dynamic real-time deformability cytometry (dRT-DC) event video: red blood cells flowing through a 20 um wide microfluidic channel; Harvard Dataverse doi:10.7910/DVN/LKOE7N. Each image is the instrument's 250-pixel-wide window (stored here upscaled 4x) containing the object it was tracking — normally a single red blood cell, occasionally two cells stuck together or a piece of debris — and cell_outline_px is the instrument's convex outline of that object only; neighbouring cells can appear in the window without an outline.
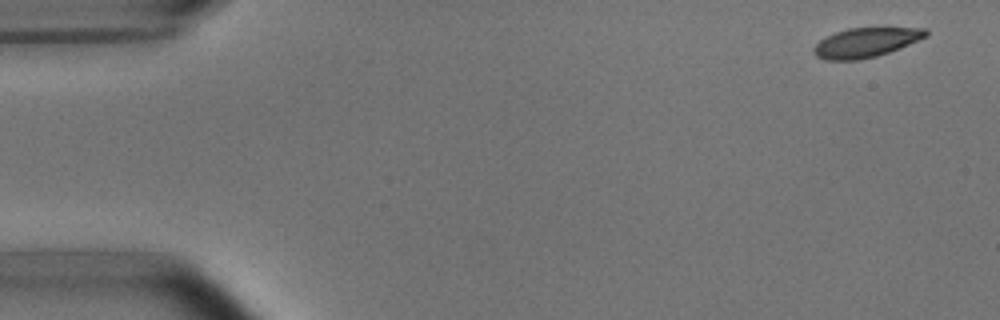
{"species": "common noctule bat (a hibernating species)", "species_latin": "Nyctalus noctula", "temperature_condition": "room temperature", "stored_images_in_passage": 4, "camera_frame_rate_fps": 3000, "um_per_image_px": 0.085, "animal": {"sex": "male", "body_mass_g": 15.6}, "frame": {"image": 1, "passage_image": 1, "time_ms": 0.0, "image_size_px": [1000, 320], "cell_outline_px": [[928, 36], [900, 48], [876, 56], [860, 60], [828, 60], [816, 56], [812, 52], [812, 48], [820, 40], [836, 32], [848, 28], [928, 28]], "centroid_in_image_um": [73.6, 3.62], "position_along_channel_um": 11.4, "area_um2": 19.19}}
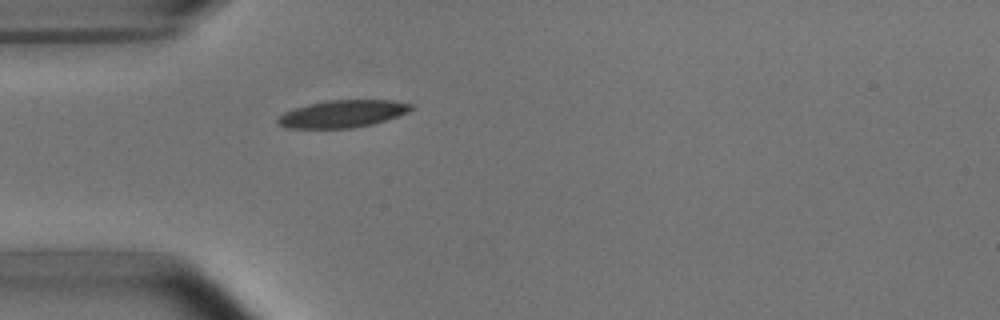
{"frame": {"image": 2, "passage_image": 4, "time_ms": 4.333, "image_size_px": [1000, 320], "cell_outline_px": [[412, 108], [408, 112], [372, 124], [352, 128], [284, 128], [276, 120], [284, 112], [308, 104], [328, 100], [392, 100], [412, 104]], "centroid_in_image_um": [29.1, 9.67], "position_along_channel_um": 55.9, "area_um2": 20.98}}